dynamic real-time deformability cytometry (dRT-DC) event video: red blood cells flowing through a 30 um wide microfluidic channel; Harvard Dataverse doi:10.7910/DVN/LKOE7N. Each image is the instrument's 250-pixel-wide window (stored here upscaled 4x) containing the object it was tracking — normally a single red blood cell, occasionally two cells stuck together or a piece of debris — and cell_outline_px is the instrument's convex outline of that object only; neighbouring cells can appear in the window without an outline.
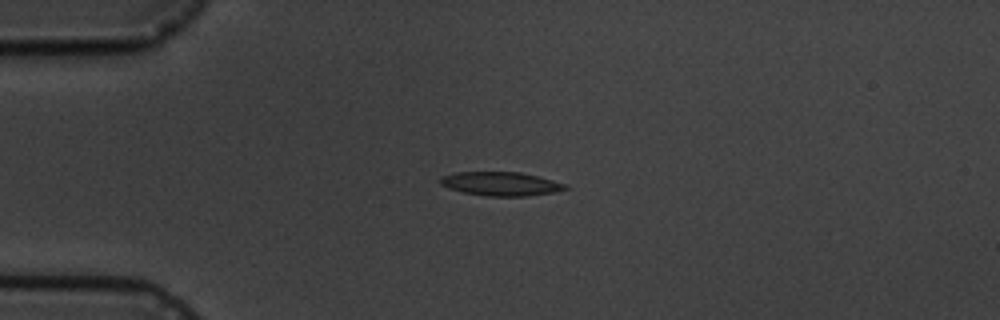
{"species": "common noctule bat (a hibernating species)", "species_latin": "Nyctalus noctula", "temperature_condition": "cold", "stored_images_in_passage": 4, "camera_frame_rate_fps": 3000, "um_per_image_px": 0.085, "animal": {"sex": "male", "body_mass_g": 19.5, "forearm_length_mm": 54.6}, "frame": {"image": 1, "passage_image": 3, "time_ms": 3.333, "image_size_px": [1000, 320], "cell_outline_px": [[568, 188], [552, 192], [528, 196], [488, 196], [464, 192], [448, 188], [440, 184], [440, 176], [456, 172], [520, 172], [552, 180], [564, 184]], "centroid_in_image_um": [42.51, 15.62], "position_along_channel_um": 42.5, "area_um2": 17.11}}